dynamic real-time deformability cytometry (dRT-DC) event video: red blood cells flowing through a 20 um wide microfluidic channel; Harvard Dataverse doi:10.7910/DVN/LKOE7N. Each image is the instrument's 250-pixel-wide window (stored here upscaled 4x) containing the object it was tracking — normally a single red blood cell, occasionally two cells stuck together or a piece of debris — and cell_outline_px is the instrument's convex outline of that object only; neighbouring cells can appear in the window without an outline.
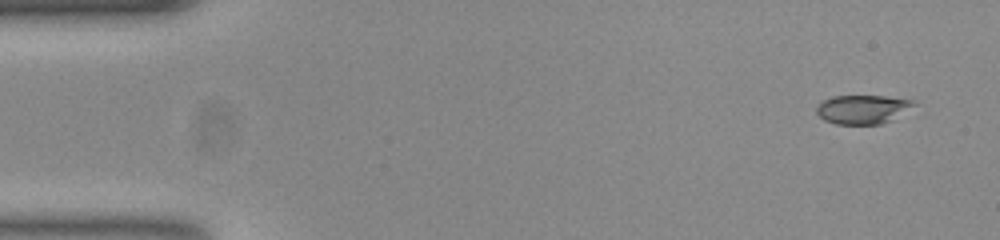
{"species": "common noctule bat (a hibernating species)", "species_latin": "Nyctalus noctula", "temperature_condition": "room temperature", "stored_images_in_passage": 52, "camera_frame_rate_fps": 3000, "um_per_image_px": 0.085, "animal": {"sex": "female", "body_mass_g": 23.0, "forearm_length_mm": 53.4}, "frame": {"image": 1, "passage_image": 1, "time_ms": 0.0, "image_size_px": [1000, 240], "cell_outline_px": [[916, 104], [888, 120], [880, 124], [836, 124], [824, 120], [816, 112], [816, 108], [824, 100], [832, 96], [884, 96], [912, 100]], "centroid_in_image_um": [73.26, 9.28], "position_along_channel_um": 11.7, "area_um2": 15.9}}
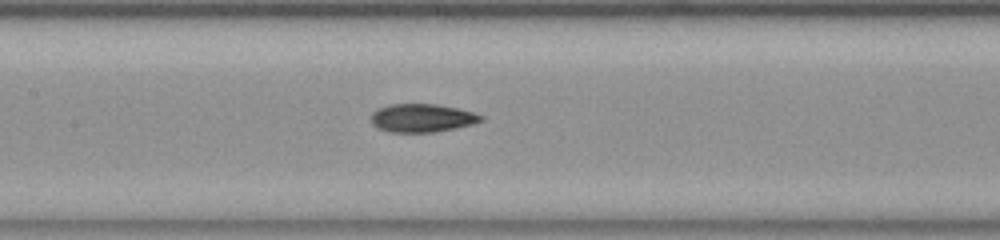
{"frame": {"image": 2, "passage_image": 23, "time_ms": 7.333, "image_size_px": [1000, 240], "cell_outline_px": [[484, 120], [472, 124], [432, 132], [392, 132], [376, 128], [372, 124], [372, 112], [376, 108], [388, 104], [436, 104], [460, 108], [476, 112], [484, 116]], "centroid_in_image_um": [35.88, 10.01], "position_along_channel_um": 171.5, "area_um2": 18.26}}
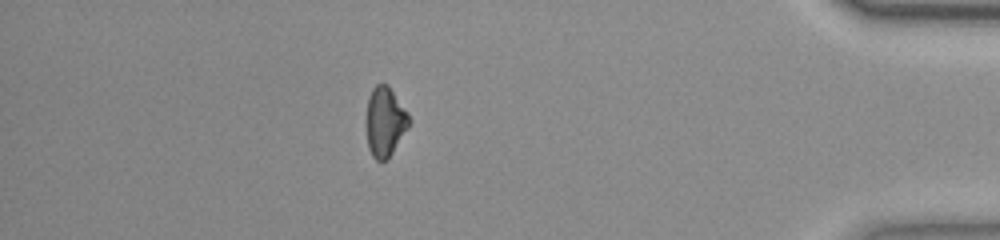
{"frame": {"image": 3, "passage_image": 45, "time_ms": 14.667, "image_size_px": [1000, 240], "cell_outline_px": [[408, 128], [388, 160], [376, 160], [372, 156], [368, 148], [364, 124], [368, 96], [372, 88], [376, 84], [388, 84], [408, 112]], "centroid_in_image_um": [32.68, 10.35], "position_along_channel_um": 402.5, "area_um2": 17.8}, "authors_computed_cell_mechanics": {"area_um2": 17.8313, "velocity_mm_per_s": 3.7926, "shape_relaxation_time_tau1_ms": null, "shape_relaxation_time_tau2_ms": 3.3971, "deformation_change_tau1": null, "deformation_change_tau2": 0.0797}}